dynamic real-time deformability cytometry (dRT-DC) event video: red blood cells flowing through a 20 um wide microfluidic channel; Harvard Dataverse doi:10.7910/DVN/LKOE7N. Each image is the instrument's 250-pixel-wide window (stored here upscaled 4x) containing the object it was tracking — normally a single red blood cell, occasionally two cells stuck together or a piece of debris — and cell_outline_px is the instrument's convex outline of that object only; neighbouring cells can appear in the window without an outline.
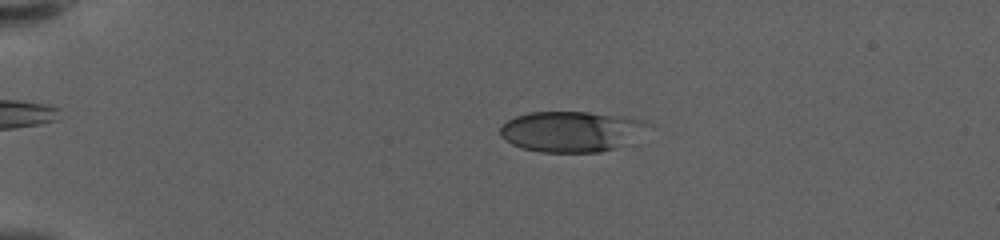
{"species": "human", "species_latin": "Homo sapiens", "temperature_condition": "warm", "stored_images_in_passage": 58, "camera_frame_rate_fps": 3000, "um_per_image_px": 0.085, "donor": {"sex": "female"}, "frame": {"image": 1, "passage_image": 13, "time_ms": 4.0, "image_size_px": [1000, 240], "cell_outline_px": [[652, 124], [620, 144], [612, 148], [600, 152], [540, 152], [524, 148], [512, 144], [500, 136], [500, 128], [508, 120], [516, 116], [528, 112], [588, 112], [624, 116], [644, 120]], "centroid_in_image_um": [48.47, 11.15], "position_along_channel_um": 36.5, "area_um2": 34.28}}
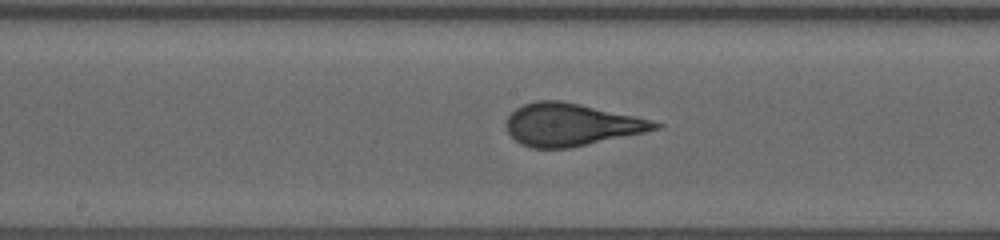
{"frame": {"image": 2, "passage_image": 32, "time_ms": 10.333, "image_size_px": [1000, 240], "cell_outline_px": [[664, 124], [660, 128], [644, 132], [568, 148], [532, 148], [520, 144], [508, 132], [504, 124], [508, 116], [516, 108], [524, 104], [536, 100], [560, 100], [580, 104], [636, 116], [652, 120]], "centroid_in_image_um": [48.52, 10.58], "position_along_channel_um": 199.7, "area_um2": 36.65}}
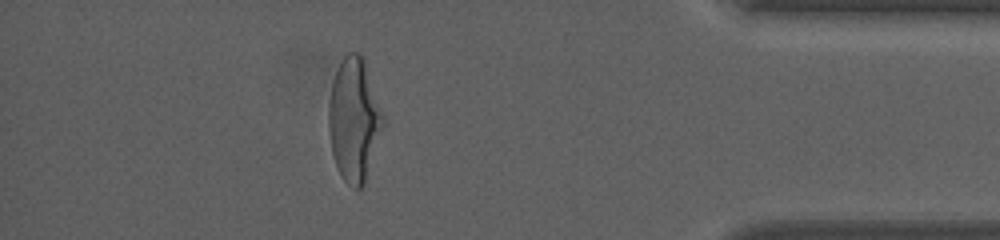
{"frame": {"image": 3, "passage_image": 52, "time_ms": 17.0, "image_size_px": [1000, 240], "cell_outline_px": [[384, 124], [364, 184], [360, 188], [356, 188], [348, 184], [340, 176], [332, 152], [328, 128], [328, 108], [332, 84], [336, 72], [344, 56], [348, 52], [360, 52], [364, 56], [384, 116]], "centroid_in_image_um": [30.1, 10.14], "position_along_channel_um": 405.1, "area_um2": 38.96}, "authors_computed_cell_mechanics": {"area_um2": 36.0094, "velocity_mm_per_s": 3.583, "shape_relaxation_time_tau1_ms": 3.7732, "shape_relaxation_time_tau2_ms": null, "deformation_change_tau1": 0.2153, "deformation_change_tau2": null}}